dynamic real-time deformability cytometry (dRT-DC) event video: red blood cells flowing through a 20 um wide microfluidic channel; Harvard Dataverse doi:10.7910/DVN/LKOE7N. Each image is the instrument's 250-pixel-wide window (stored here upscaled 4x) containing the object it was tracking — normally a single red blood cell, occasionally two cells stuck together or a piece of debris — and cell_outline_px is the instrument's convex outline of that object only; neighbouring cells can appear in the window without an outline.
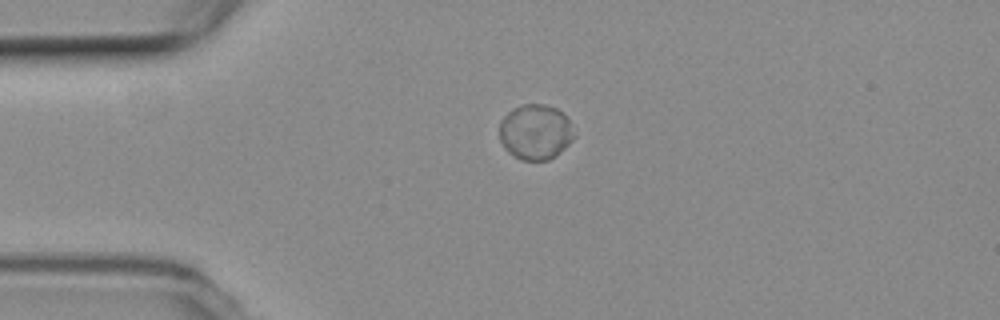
{"species": "common noctule bat (a hibernating species)", "species_latin": "Nyctalus noctula", "temperature_condition": "room temperature", "stored_images_in_passage": 43, "camera_frame_rate_fps": 3000, "um_per_image_px": 0.085, "animal": {"sex": "female", "body_mass_g": 19.3, "forearm_length_mm": 54.1}, "frame": {"image": 1, "passage_image": 1, "time_ms": 0.0, "image_size_px": [1000, 320], "cell_outline_px": [[572, 140], [556, 156], [548, 160], [520, 160], [508, 152], [504, 148], [500, 140], [500, 120], [512, 108], [520, 104], [544, 104], [556, 108], [568, 120], [572, 136]], "centroid_in_image_um": [45.45, 11.22], "position_along_channel_um": 39.6, "area_um2": 23.81}}
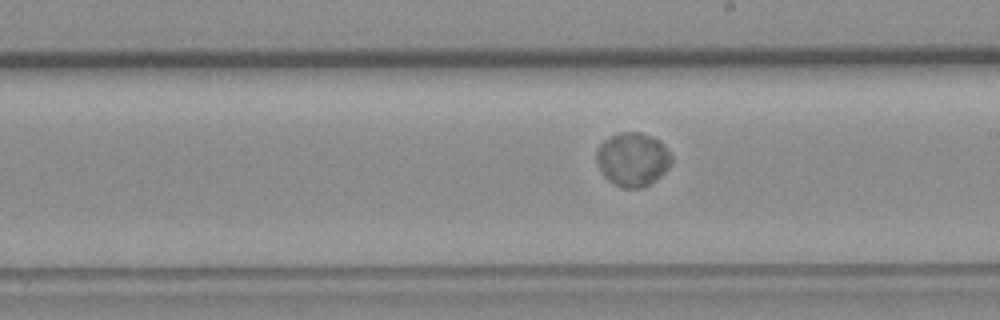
{"frame": {"image": 2, "passage_image": 19, "time_ms": 6.0, "image_size_px": [1000, 320], "cell_outline_px": [[672, 164], [660, 176], [648, 184], [640, 188], [624, 188], [608, 180], [604, 176], [596, 164], [596, 152], [600, 144], [604, 140], [620, 132], [640, 132], [652, 136], [660, 140], [672, 156]], "centroid_in_image_um": [53.77, 13.53], "position_along_channel_um": 235.2, "area_um2": 23.47}}
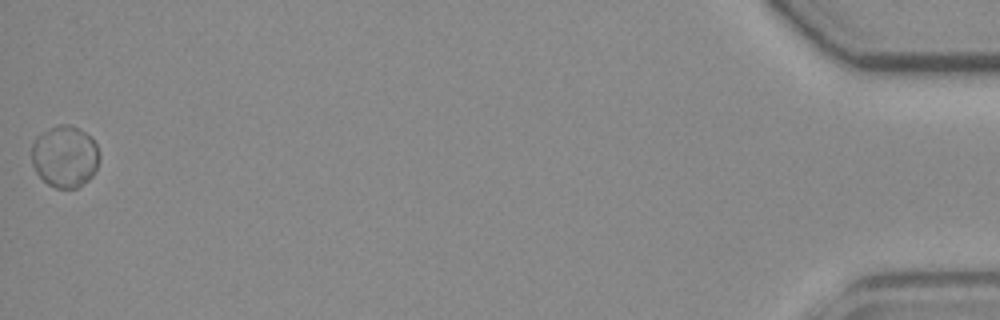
{"frame": {"image": 3, "passage_image": 43, "time_ms": 14.0, "image_size_px": [1000, 320], "cell_outline_px": [[100, 160], [92, 176], [88, 180], [76, 188], [56, 188], [48, 184], [36, 172], [32, 164], [32, 144], [36, 136], [60, 124], [68, 124], [92, 136], [100, 152]], "centroid_in_image_um": [5.53, 13.3], "position_along_channel_um": 429.7, "area_um2": 24.39}, "authors_computed_cell_mechanics": {"area_um2": 23.6402, "velocity_mm_per_s": 3.7049, "shape_relaxation_time_tau1_ms": 2.6923, "shape_relaxation_time_tau2_ms": null, "deformation_change_tau1": 0.0454, "deformation_change_tau2": null}}